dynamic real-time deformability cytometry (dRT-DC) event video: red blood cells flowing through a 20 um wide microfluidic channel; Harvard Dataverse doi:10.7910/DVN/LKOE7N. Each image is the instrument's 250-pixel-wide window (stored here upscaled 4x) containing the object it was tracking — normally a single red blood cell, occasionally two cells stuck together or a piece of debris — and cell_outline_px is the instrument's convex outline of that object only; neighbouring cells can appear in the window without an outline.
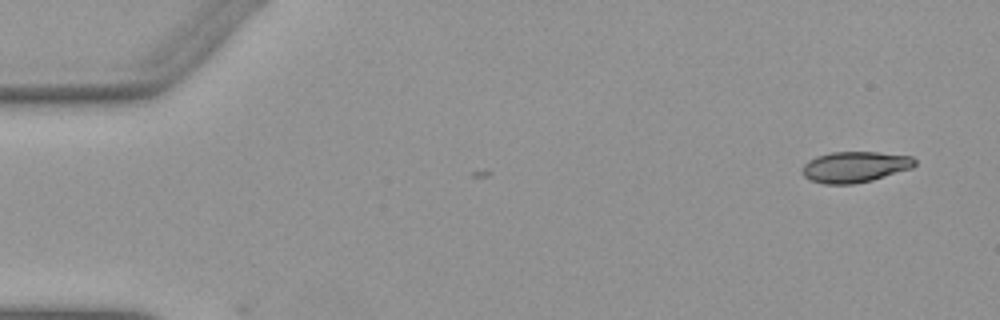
{"species": "Egyptian fruit bat (a non-hibernating species)", "species_latin": "Rousettus aegyptiacus", "temperature_condition": "warm", "stored_images_in_passage": 5, "camera_frame_rate_fps": 3000, "um_per_image_px": 0.085, "animal": {"sex": "female"}, "frame": {"image": 1, "passage_image": 5, "time_ms": 1.333, "image_size_px": [1000, 320], "cell_outline_px": [[916, 164], [912, 168], [872, 180], [852, 184], [824, 184], [808, 180], [800, 172], [804, 164], [808, 160], [816, 156], [832, 152], [876, 152], [912, 156], [916, 160]], "centroid_in_image_um": [72.63, 14.19], "position_along_channel_um": 12.4, "area_um2": 20.4}}